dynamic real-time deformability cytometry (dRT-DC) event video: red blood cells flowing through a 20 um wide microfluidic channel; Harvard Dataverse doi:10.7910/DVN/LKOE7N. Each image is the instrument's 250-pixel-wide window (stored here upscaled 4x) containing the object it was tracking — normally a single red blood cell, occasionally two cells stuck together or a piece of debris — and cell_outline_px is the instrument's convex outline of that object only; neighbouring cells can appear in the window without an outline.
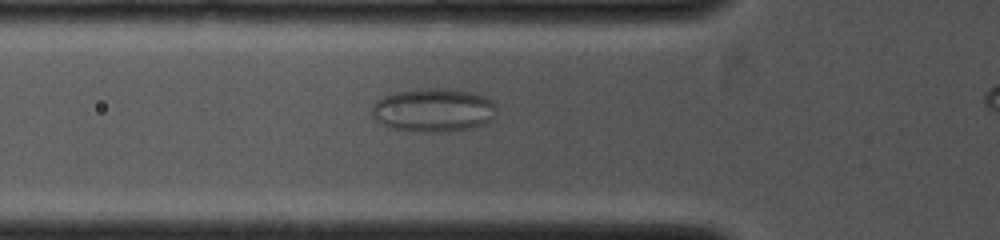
{"species": "common noctule bat (a hibernating species)", "species_latin": "Nyctalus noctula", "temperature_condition": "cold", "stored_images_in_passage": 33, "camera_frame_rate_fps": 4000, "um_per_image_px": 0.085, "animal": {"sex": "female", "body_mass_g": 19.0, "forearm_length_mm": 53.3}, "frame": {"image": 1, "passage_image": 11, "time_ms": 3.5, "image_size_px": [1000, 240], "cell_outline_px": [[496, 112], [492, 120], [484, 124], [468, 128], [440, 132], [412, 132], [392, 128], [376, 120], [372, 116], [372, 104], [376, 100], [384, 96], [396, 92], [428, 88], [444, 88], [472, 92], [484, 96], [492, 100], [496, 104]], "centroid_in_image_um": [36.85, 9.36], "position_along_channel_um": 89.0, "area_um2": 31.79}}
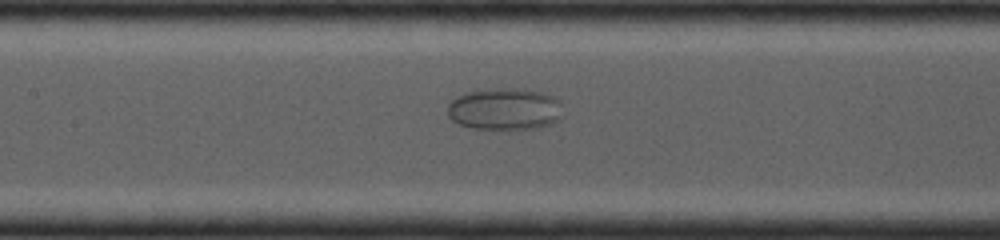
{"frame": {"image": 2, "passage_image": 16, "time_ms": 5.0, "image_size_px": [1000, 240], "cell_outline_px": [[564, 116], [552, 124], [536, 128], [472, 128], [460, 124], [452, 120], [448, 116], [448, 104], [456, 96], [464, 92], [496, 88], [524, 88], [544, 92], [560, 100]], "centroid_in_image_um": [42.94, 9.24], "position_along_channel_um": 164.5, "area_um2": 28.5}}
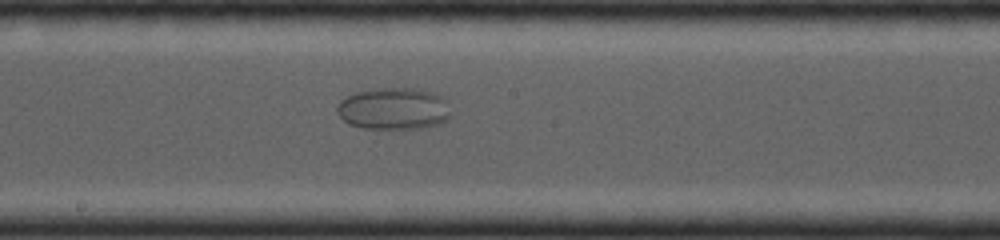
{"frame": {"image": 3, "passage_image": 19, "time_ms": 6.0, "image_size_px": [1000, 240], "cell_outline_px": [[452, 116], [448, 120], [440, 124], [420, 128], [364, 128], [348, 124], [336, 112], [336, 108], [340, 100], [356, 92], [384, 88], [416, 88], [432, 92], [440, 96], [444, 100]], "centroid_in_image_um": [33.47, 9.24], "position_along_channel_um": 214.7, "area_um2": 27.69}}